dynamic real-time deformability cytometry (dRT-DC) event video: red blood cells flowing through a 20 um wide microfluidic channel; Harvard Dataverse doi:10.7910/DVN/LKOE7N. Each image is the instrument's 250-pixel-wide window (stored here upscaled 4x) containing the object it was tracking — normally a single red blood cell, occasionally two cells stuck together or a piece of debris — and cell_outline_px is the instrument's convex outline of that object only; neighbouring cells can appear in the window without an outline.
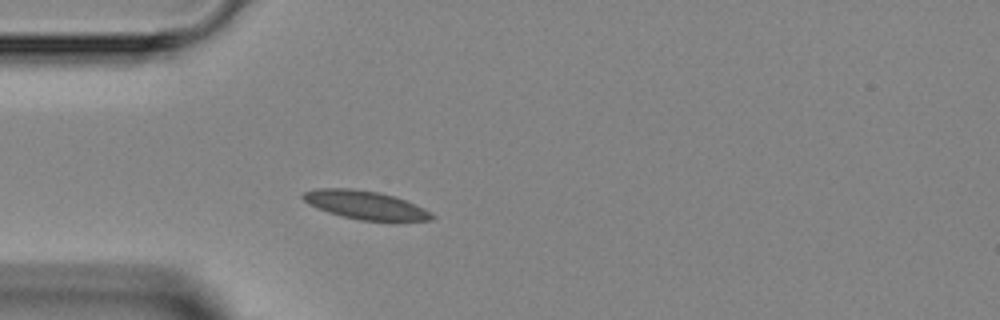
{"species": "Egyptian fruit bat (a non-hibernating species)", "species_latin": "Rousettus aegyptiacus", "temperature_condition": "room temperature", "stored_images_in_passage": 2, "camera_frame_rate_fps": 3000, "um_per_image_px": 0.085, "animal": {"sex": "female"}, "frame": {"image": 1, "passage_image": 2, "time_ms": 1.0, "image_size_px": [1000, 320], "cell_outline_px": [[436, 216], [432, 220], [360, 220], [328, 212], [316, 208], [308, 204], [300, 196], [304, 192], [316, 188], [352, 188], [380, 192], [404, 200], [424, 208], [432, 212]], "centroid_in_image_um": [31.01, 17.41], "position_along_channel_um": 54.0, "area_um2": 21.15}}